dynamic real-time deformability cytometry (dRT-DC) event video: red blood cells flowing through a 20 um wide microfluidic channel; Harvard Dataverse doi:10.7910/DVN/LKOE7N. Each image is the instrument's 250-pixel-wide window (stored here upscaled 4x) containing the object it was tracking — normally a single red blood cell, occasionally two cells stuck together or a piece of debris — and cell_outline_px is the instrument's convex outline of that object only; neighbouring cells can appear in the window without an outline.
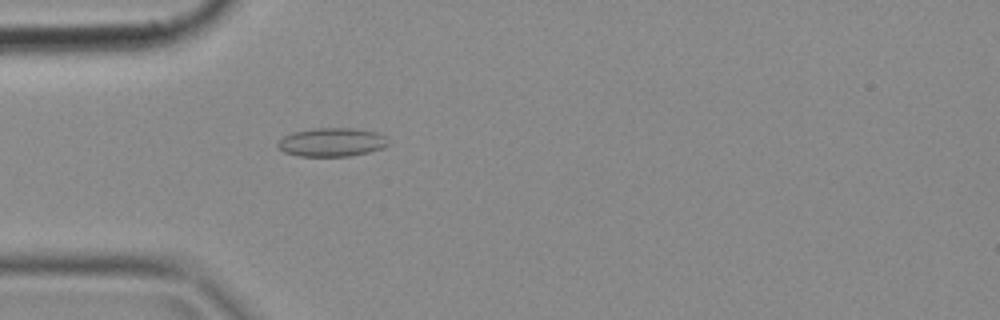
{"species": "common noctule bat (a hibernating species)", "species_latin": "Nyctalus noctula", "temperature_condition": "cold", "stored_images_in_passage": 24, "camera_frame_rate_fps": 3000, "um_per_image_px": 0.085, "animal": {"sex": "female", "body_mass_g": 18.4}, "frame": {"image": 1, "passage_image": 14, "time_ms": 4.333, "image_size_px": [1000, 320], "cell_outline_px": [[392, 144], [384, 148], [368, 152], [348, 156], [300, 156], [284, 152], [276, 144], [284, 136], [292, 132], [316, 128], [356, 128], [376, 132], [392, 140]], "centroid_in_image_um": [28.27, 12.08], "position_along_channel_um": 56.7, "area_um2": 18.61}}
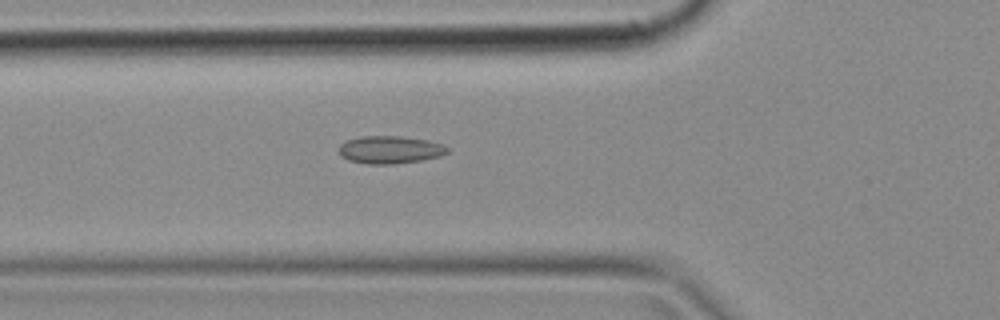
{"frame": {"image": 2, "passage_image": 17, "time_ms": 5.333, "image_size_px": [1000, 320], "cell_outline_px": [[452, 148], [448, 152], [440, 156], [420, 160], [392, 164], [368, 164], [348, 160], [340, 156], [340, 144], [348, 140], [360, 136], [400, 136], [428, 140], [444, 144]], "centroid_in_image_um": [33.19, 12.72], "position_along_channel_um": 92.6, "area_um2": 17.57}}
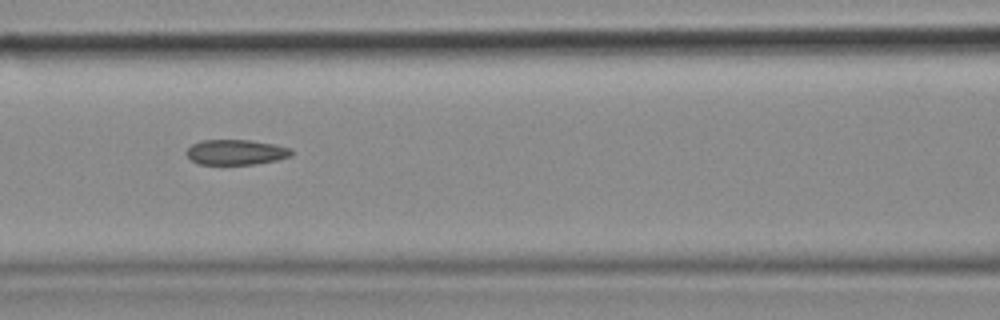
{"frame": {"image": 3, "passage_image": 21, "time_ms": 6.667, "image_size_px": [1000, 320], "cell_outline_px": [[292, 156], [276, 160], [256, 164], [200, 164], [192, 160], [184, 152], [192, 144], [200, 140], [248, 140], [272, 144], [292, 148]], "centroid_in_image_um": [20.05, 12.93], "position_along_channel_um": 146.6, "area_um2": 15.37}}